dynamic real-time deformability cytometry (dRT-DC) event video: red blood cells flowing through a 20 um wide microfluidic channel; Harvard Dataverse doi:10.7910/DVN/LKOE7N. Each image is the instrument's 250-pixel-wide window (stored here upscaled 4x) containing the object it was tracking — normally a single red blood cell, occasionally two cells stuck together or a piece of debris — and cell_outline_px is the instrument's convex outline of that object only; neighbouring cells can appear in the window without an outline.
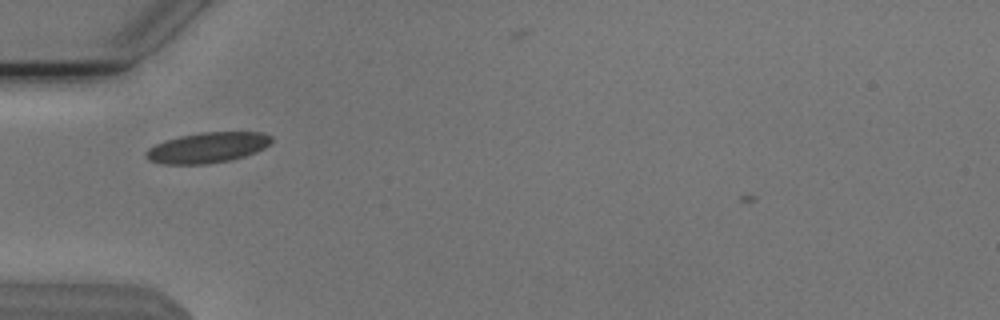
{"species": "Egyptian fruit bat (a non-hibernating species)", "species_latin": "Rousettus aegyptiacus", "temperature_condition": "cold", "stored_images_in_passage": 31, "camera_frame_rate_fps": 3000, "um_per_image_px": 0.085, "animal": {"sex": "male"}, "frame": {"image": 1, "passage_image": 2, "time_ms": 0.333, "image_size_px": [1000, 320], "cell_outline_px": [[272, 140], [264, 148], [256, 152], [244, 156], [228, 160], [208, 164], [164, 164], [148, 160], [144, 156], [144, 152], [148, 148], [156, 144], [180, 136], [200, 132], [260, 132], [272, 136]], "centroid_in_image_um": [17.61, 12.55], "position_along_channel_um": 67.4, "area_um2": 22.2}}
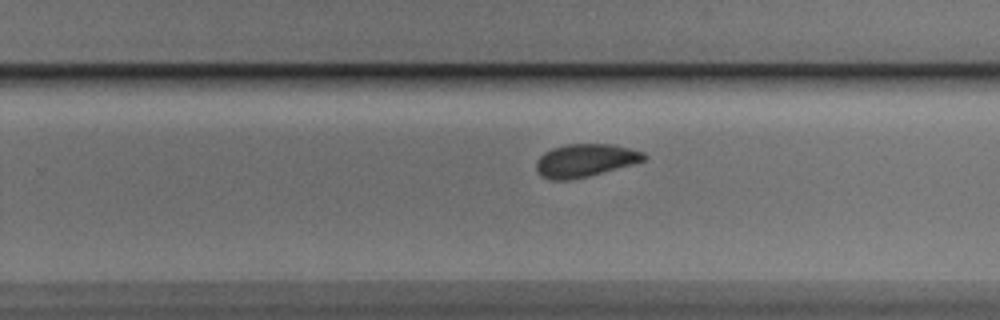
{"frame": {"image": 2, "passage_image": 19, "time_ms": 6.0, "image_size_px": [1000, 320], "cell_outline_px": [[648, 156], [644, 160], [632, 164], [588, 176], [568, 180], [552, 180], [540, 176], [536, 172], [536, 160], [544, 152], [552, 148], [564, 144], [612, 144], [644, 152]], "centroid_in_image_um": [49.69, 13.63], "position_along_channel_um": 280.1, "area_um2": 20.69}}
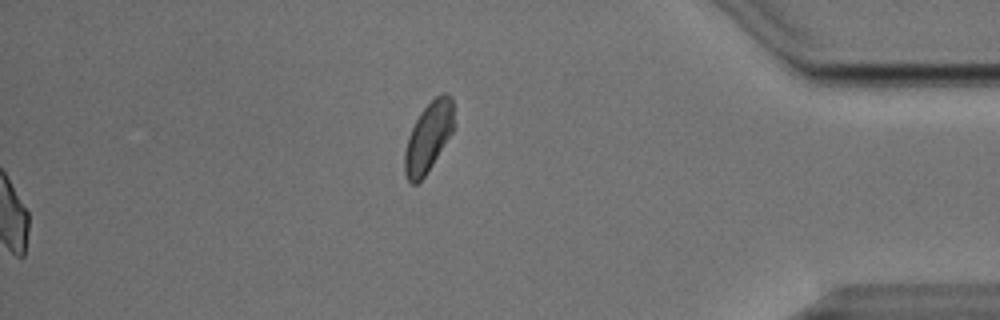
{"frame": {"image": 3, "passage_image": 31, "time_ms": 10.0, "image_size_px": [1000, 320], "cell_outline_px": [[452, 132], [432, 164], [424, 176], [416, 184], [412, 184], [408, 180], [404, 172], [404, 152], [408, 136], [420, 112], [436, 96], [444, 92], [448, 92], [452, 96]], "centroid_in_image_um": [36.38, 11.64], "position_along_channel_um": 398.8, "area_um2": 19.54}, "authors_computed_cell_mechanics": {"area_um2": 20.9236, "velocity_mm_per_s": 3.7776, "shape_relaxation_time_tau1_ms": 7.2381, "shape_relaxation_time_tau2_ms": 1.3493, "deformation_change_tau1": 0.1271, "deformation_change_tau2": 0.0575}}